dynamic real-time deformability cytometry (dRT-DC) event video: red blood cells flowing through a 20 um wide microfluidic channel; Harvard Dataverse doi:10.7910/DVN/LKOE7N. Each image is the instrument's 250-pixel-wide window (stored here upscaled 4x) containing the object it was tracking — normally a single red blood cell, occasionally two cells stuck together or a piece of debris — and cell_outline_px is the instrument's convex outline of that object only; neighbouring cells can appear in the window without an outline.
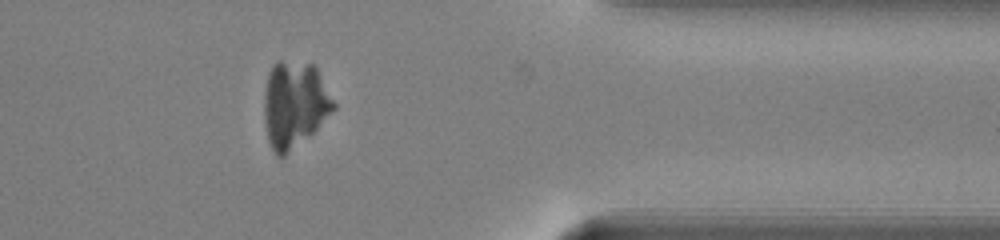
{"species": "common noctule bat (a hibernating species)", "species_latin": "Nyctalus noctula", "temperature_condition": "warm", "stored_images_in_passage": 38, "camera_frame_rate_fps": 3000, "um_per_image_px": 0.085, "animal": {"sex": "male", "body_mass_g": 13.0, "forearm_length_mm": 53.1}, "frame": {"image": 1, "passage_image": 33, "time_ms": 10.667, "image_size_px": [1000, 240], "cell_outline_px": [[336, 108], [308, 136], [284, 156], [276, 156], [268, 140], [264, 116], [264, 92], [268, 72], [272, 64], [276, 60], [280, 60], [312, 64], [316, 68], [336, 104]], "centroid_in_image_um": [25.0, 8.85], "position_along_channel_um": 386.4, "area_um2": 34.74}}